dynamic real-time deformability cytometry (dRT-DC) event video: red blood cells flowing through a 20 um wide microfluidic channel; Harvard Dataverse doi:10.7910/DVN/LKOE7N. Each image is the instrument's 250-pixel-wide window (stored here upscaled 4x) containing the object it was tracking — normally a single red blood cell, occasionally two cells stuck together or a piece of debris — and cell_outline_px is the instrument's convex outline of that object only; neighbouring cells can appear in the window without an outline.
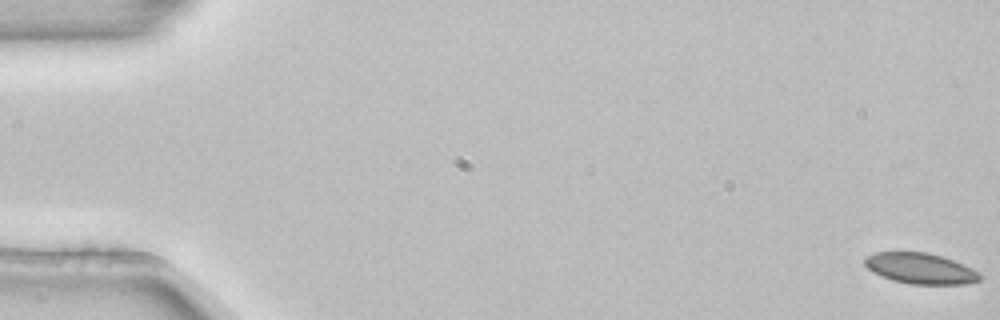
{"species": "common noctule bat (a hibernating species)", "species_latin": "Nyctalus noctula", "temperature_condition": "room temperature", "stored_images_in_passage": 4, "camera_frame_rate_fps": 3000, "um_per_image_px": 0.085, "animal": {"sex": "female", "body_mass_g": 22.7, "forearm_length_mm": 54.2}, "frame": {"image": 1, "passage_image": 4, "time_ms": 1.0, "image_size_px": [1000, 320], "cell_outline_px": [[984, 276], [980, 280], [964, 284], [912, 284], [892, 280], [880, 276], [872, 272], [864, 264], [864, 256], [876, 252], [928, 252], [964, 264], [980, 272]], "centroid_in_image_um": [78.23, 22.82], "position_along_channel_um": 6.8, "area_um2": 20.81}}